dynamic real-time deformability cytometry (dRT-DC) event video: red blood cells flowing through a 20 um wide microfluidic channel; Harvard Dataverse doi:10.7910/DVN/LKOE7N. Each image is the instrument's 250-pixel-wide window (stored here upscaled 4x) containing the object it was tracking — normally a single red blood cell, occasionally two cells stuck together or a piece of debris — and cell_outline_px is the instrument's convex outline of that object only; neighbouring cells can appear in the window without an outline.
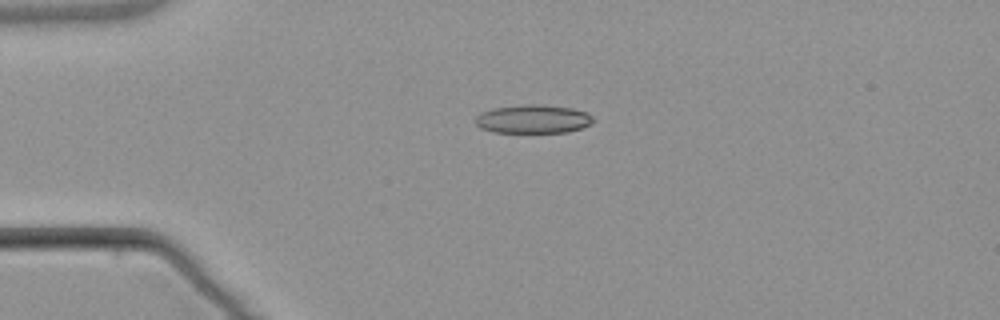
{"species": "common noctule bat (a hibernating species)", "species_latin": "Nyctalus noctula", "temperature_condition": "warm", "stored_images_in_passage": 4, "camera_frame_rate_fps": 3000, "um_per_image_px": 0.085, "animal": {"sex": "male", "body_mass_g": 21.5, "forearm_length_mm": 52.0}, "frame": {"image": 1, "passage_image": 4, "time_ms": 3.667, "image_size_px": [1000, 320], "cell_outline_px": [[596, 120], [580, 128], [568, 132], [492, 132], [480, 128], [476, 124], [476, 116], [480, 112], [492, 108], [528, 104], [544, 104], [572, 108], [588, 112]], "centroid_in_image_um": [45.31, 10.11], "position_along_channel_um": 39.7, "area_um2": 19.71}}